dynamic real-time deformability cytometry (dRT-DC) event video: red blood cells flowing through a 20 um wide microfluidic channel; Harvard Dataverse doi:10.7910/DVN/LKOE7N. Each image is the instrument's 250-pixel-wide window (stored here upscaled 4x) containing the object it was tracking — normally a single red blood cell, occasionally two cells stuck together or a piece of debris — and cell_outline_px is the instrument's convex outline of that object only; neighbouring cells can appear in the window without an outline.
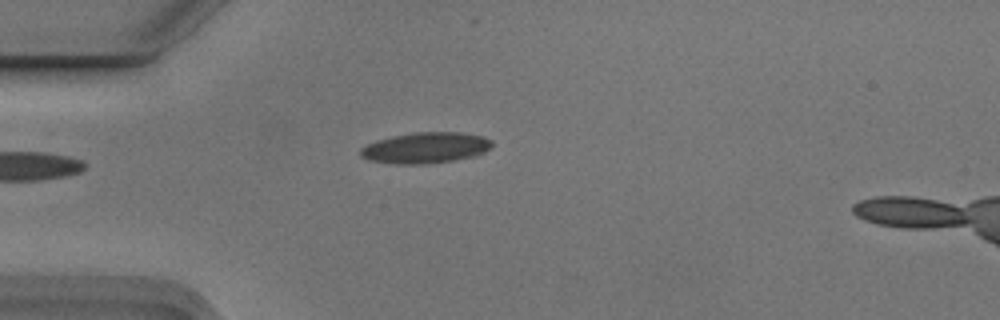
{"species": "Egyptian fruit bat (a non-hibernating species)", "species_latin": "Rousettus aegyptiacus", "temperature_condition": "cold", "stored_images_in_passage": 2, "camera_frame_rate_fps": 3000, "um_per_image_px": 0.085, "animal": {"sex": "male"}, "frame": {"image": 1, "passage_image": 1, "time_ms": 0.0, "image_size_px": [1000, 320], "cell_outline_px": [[492, 144], [484, 152], [476, 156], [452, 160], [424, 164], [396, 164], [368, 160], [360, 156], [360, 148], [376, 140], [392, 136], [416, 132], [460, 132], [484, 136], [492, 140]], "centroid_in_image_um": [36.16, 12.56], "position_along_channel_um": 48.8, "area_um2": 23.7}}